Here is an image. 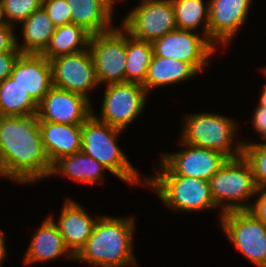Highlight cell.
<instances>
[{
  "instance_id": "27",
  "label": "cell",
  "mask_w": 266,
  "mask_h": 267,
  "mask_svg": "<svg viewBox=\"0 0 266 267\" xmlns=\"http://www.w3.org/2000/svg\"><path fill=\"white\" fill-rule=\"evenodd\" d=\"M171 2L177 28L196 32L197 27L204 23L202 36L208 40L209 4H203V0H171Z\"/></svg>"
},
{
  "instance_id": "36",
  "label": "cell",
  "mask_w": 266,
  "mask_h": 267,
  "mask_svg": "<svg viewBox=\"0 0 266 267\" xmlns=\"http://www.w3.org/2000/svg\"><path fill=\"white\" fill-rule=\"evenodd\" d=\"M102 5H104L111 13L114 11L112 8L114 7V3L116 0H98ZM119 1V0H118Z\"/></svg>"
},
{
  "instance_id": "5",
  "label": "cell",
  "mask_w": 266,
  "mask_h": 267,
  "mask_svg": "<svg viewBox=\"0 0 266 267\" xmlns=\"http://www.w3.org/2000/svg\"><path fill=\"white\" fill-rule=\"evenodd\" d=\"M209 184L215 205L222 206L221 216L229 211L248 210L251 206L250 202L248 204L242 202L256 195L257 187L252 169L243 155L227 159L210 178Z\"/></svg>"
},
{
  "instance_id": "38",
  "label": "cell",
  "mask_w": 266,
  "mask_h": 267,
  "mask_svg": "<svg viewBox=\"0 0 266 267\" xmlns=\"http://www.w3.org/2000/svg\"><path fill=\"white\" fill-rule=\"evenodd\" d=\"M6 23L4 15H3V7L2 2L0 0V24Z\"/></svg>"
},
{
  "instance_id": "22",
  "label": "cell",
  "mask_w": 266,
  "mask_h": 267,
  "mask_svg": "<svg viewBox=\"0 0 266 267\" xmlns=\"http://www.w3.org/2000/svg\"><path fill=\"white\" fill-rule=\"evenodd\" d=\"M107 168L82 151L63 156L52 164L50 175H66L76 181L93 184L103 180V170Z\"/></svg>"
},
{
  "instance_id": "8",
  "label": "cell",
  "mask_w": 266,
  "mask_h": 267,
  "mask_svg": "<svg viewBox=\"0 0 266 267\" xmlns=\"http://www.w3.org/2000/svg\"><path fill=\"white\" fill-rule=\"evenodd\" d=\"M220 223L228 239L254 265L266 267V225L249 211L223 213Z\"/></svg>"
},
{
  "instance_id": "3",
  "label": "cell",
  "mask_w": 266,
  "mask_h": 267,
  "mask_svg": "<svg viewBox=\"0 0 266 267\" xmlns=\"http://www.w3.org/2000/svg\"><path fill=\"white\" fill-rule=\"evenodd\" d=\"M121 129L97 120L91 115L82 125L81 151L93 157L126 183L141 184L142 180L123 151L116 145Z\"/></svg>"
},
{
  "instance_id": "2",
  "label": "cell",
  "mask_w": 266,
  "mask_h": 267,
  "mask_svg": "<svg viewBox=\"0 0 266 267\" xmlns=\"http://www.w3.org/2000/svg\"><path fill=\"white\" fill-rule=\"evenodd\" d=\"M133 218L98 217L92 234L74 259L99 267L134 265Z\"/></svg>"
},
{
  "instance_id": "20",
  "label": "cell",
  "mask_w": 266,
  "mask_h": 267,
  "mask_svg": "<svg viewBox=\"0 0 266 267\" xmlns=\"http://www.w3.org/2000/svg\"><path fill=\"white\" fill-rule=\"evenodd\" d=\"M198 72L191 64L175 58H164L153 54L143 87L148 93L153 88L183 82Z\"/></svg>"
},
{
  "instance_id": "7",
  "label": "cell",
  "mask_w": 266,
  "mask_h": 267,
  "mask_svg": "<svg viewBox=\"0 0 266 267\" xmlns=\"http://www.w3.org/2000/svg\"><path fill=\"white\" fill-rule=\"evenodd\" d=\"M121 28L90 36L88 49L99 84L125 82L126 30Z\"/></svg>"
},
{
  "instance_id": "29",
  "label": "cell",
  "mask_w": 266,
  "mask_h": 267,
  "mask_svg": "<svg viewBox=\"0 0 266 267\" xmlns=\"http://www.w3.org/2000/svg\"><path fill=\"white\" fill-rule=\"evenodd\" d=\"M3 15L8 25L22 22L42 6V0H1Z\"/></svg>"
},
{
  "instance_id": "12",
  "label": "cell",
  "mask_w": 266,
  "mask_h": 267,
  "mask_svg": "<svg viewBox=\"0 0 266 267\" xmlns=\"http://www.w3.org/2000/svg\"><path fill=\"white\" fill-rule=\"evenodd\" d=\"M153 54L164 58H175L191 64L198 72L202 71L208 58L216 48L194 31L175 29L152 42Z\"/></svg>"
},
{
  "instance_id": "16",
  "label": "cell",
  "mask_w": 266,
  "mask_h": 267,
  "mask_svg": "<svg viewBox=\"0 0 266 267\" xmlns=\"http://www.w3.org/2000/svg\"><path fill=\"white\" fill-rule=\"evenodd\" d=\"M10 77L39 104L53 87L52 66L42 54H20Z\"/></svg>"
},
{
  "instance_id": "9",
  "label": "cell",
  "mask_w": 266,
  "mask_h": 267,
  "mask_svg": "<svg viewBox=\"0 0 266 267\" xmlns=\"http://www.w3.org/2000/svg\"><path fill=\"white\" fill-rule=\"evenodd\" d=\"M132 37L153 42L177 29L171 0H142L121 25Z\"/></svg>"
},
{
  "instance_id": "26",
  "label": "cell",
  "mask_w": 266,
  "mask_h": 267,
  "mask_svg": "<svg viewBox=\"0 0 266 267\" xmlns=\"http://www.w3.org/2000/svg\"><path fill=\"white\" fill-rule=\"evenodd\" d=\"M152 56V42L135 39L126 31L125 82L143 85Z\"/></svg>"
},
{
  "instance_id": "17",
  "label": "cell",
  "mask_w": 266,
  "mask_h": 267,
  "mask_svg": "<svg viewBox=\"0 0 266 267\" xmlns=\"http://www.w3.org/2000/svg\"><path fill=\"white\" fill-rule=\"evenodd\" d=\"M95 220L75 201L66 200L59 221L54 222L70 253L75 257L92 234Z\"/></svg>"
},
{
  "instance_id": "21",
  "label": "cell",
  "mask_w": 266,
  "mask_h": 267,
  "mask_svg": "<svg viewBox=\"0 0 266 267\" xmlns=\"http://www.w3.org/2000/svg\"><path fill=\"white\" fill-rule=\"evenodd\" d=\"M23 45L16 47L22 54H42L49 45L56 26L41 6L22 22Z\"/></svg>"
},
{
  "instance_id": "35",
  "label": "cell",
  "mask_w": 266,
  "mask_h": 267,
  "mask_svg": "<svg viewBox=\"0 0 266 267\" xmlns=\"http://www.w3.org/2000/svg\"><path fill=\"white\" fill-rule=\"evenodd\" d=\"M5 240H4V235H3V233L1 232V230H0V267H1V263H2V261H3V259H4V256H5Z\"/></svg>"
},
{
  "instance_id": "40",
  "label": "cell",
  "mask_w": 266,
  "mask_h": 267,
  "mask_svg": "<svg viewBox=\"0 0 266 267\" xmlns=\"http://www.w3.org/2000/svg\"><path fill=\"white\" fill-rule=\"evenodd\" d=\"M263 70H264V74H265V76H266V68H265V69H263ZM264 85H266V83H265Z\"/></svg>"
},
{
  "instance_id": "39",
  "label": "cell",
  "mask_w": 266,
  "mask_h": 267,
  "mask_svg": "<svg viewBox=\"0 0 266 267\" xmlns=\"http://www.w3.org/2000/svg\"><path fill=\"white\" fill-rule=\"evenodd\" d=\"M261 136H262V140H265V142L264 143H257V144L266 147V130L261 134Z\"/></svg>"
},
{
  "instance_id": "11",
  "label": "cell",
  "mask_w": 266,
  "mask_h": 267,
  "mask_svg": "<svg viewBox=\"0 0 266 267\" xmlns=\"http://www.w3.org/2000/svg\"><path fill=\"white\" fill-rule=\"evenodd\" d=\"M180 143L188 148L162 155L161 169L158 167L156 175H180L209 181L228 159L215 150Z\"/></svg>"
},
{
  "instance_id": "10",
  "label": "cell",
  "mask_w": 266,
  "mask_h": 267,
  "mask_svg": "<svg viewBox=\"0 0 266 267\" xmlns=\"http://www.w3.org/2000/svg\"><path fill=\"white\" fill-rule=\"evenodd\" d=\"M147 92L138 83L106 84L101 116L92 115L99 121L118 129H124L144 109ZM138 116V117H137Z\"/></svg>"
},
{
  "instance_id": "4",
  "label": "cell",
  "mask_w": 266,
  "mask_h": 267,
  "mask_svg": "<svg viewBox=\"0 0 266 267\" xmlns=\"http://www.w3.org/2000/svg\"><path fill=\"white\" fill-rule=\"evenodd\" d=\"M184 121L180 138L184 144L215 150L228 159L242 156L243 143H232L237 126L229 118L206 112L186 116Z\"/></svg>"
},
{
  "instance_id": "13",
  "label": "cell",
  "mask_w": 266,
  "mask_h": 267,
  "mask_svg": "<svg viewBox=\"0 0 266 267\" xmlns=\"http://www.w3.org/2000/svg\"><path fill=\"white\" fill-rule=\"evenodd\" d=\"M50 63L55 87L89 99V91L99 84L89 49L55 57Z\"/></svg>"
},
{
  "instance_id": "37",
  "label": "cell",
  "mask_w": 266,
  "mask_h": 267,
  "mask_svg": "<svg viewBox=\"0 0 266 267\" xmlns=\"http://www.w3.org/2000/svg\"><path fill=\"white\" fill-rule=\"evenodd\" d=\"M259 101L260 103L258 106L266 109V85H264V89L262 90V95Z\"/></svg>"
},
{
  "instance_id": "24",
  "label": "cell",
  "mask_w": 266,
  "mask_h": 267,
  "mask_svg": "<svg viewBox=\"0 0 266 267\" xmlns=\"http://www.w3.org/2000/svg\"><path fill=\"white\" fill-rule=\"evenodd\" d=\"M91 34L82 26L68 23L56 27L49 45L42 55L49 61L55 57L77 53L88 49Z\"/></svg>"
},
{
  "instance_id": "15",
  "label": "cell",
  "mask_w": 266,
  "mask_h": 267,
  "mask_svg": "<svg viewBox=\"0 0 266 267\" xmlns=\"http://www.w3.org/2000/svg\"><path fill=\"white\" fill-rule=\"evenodd\" d=\"M208 41L216 47L228 41L246 21L251 0H209Z\"/></svg>"
},
{
  "instance_id": "1",
  "label": "cell",
  "mask_w": 266,
  "mask_h": 267,
  "mask_svg": "<svg viewBox=\"0 0 266 267\" xmlns=\"http://www.w3.org/2000/svg\"><path fill=\"white\" fill-rule=\"evenodd\" d=\"M0 162L1 176L20 183L50 176L37 115L0 116Z\"/></svg>"
},
{
  "instance_id": "31",
  "label": "cell",
  "mask_w": 266,
  "mask_h": 267,
  "mask_svg": "<svg viewBox=\"0 0 266 267\" xmlns=\"http://www.w3.org/2000/svg\"><path fill=\"white\" fill-rule=\"evenodd\" d=\"M13 27L7 23L0 24V53L20 52L16 47L17 38L14 36Z\"/></svg>"
},
{
  "instance_id": "32",
  "label": "cell",
  "mask_w": 266,
  "mask_h": 267,
  "mask_svg": "<svg viewBox=\"0 0 266 267\" xmlns=\"http://www.w3.org/2000/svg\"><path fill=\"white\" fill-rule=\"evenodd\" d=\"M256 193H259L260 196L251 204L247 211L266 225V187L257 188Z\"/></svg>"
},
{
  "instance_id": "30",
  "label": "cell",
  "mask_w": 266,
  "mask_h": 267,
  "mask_svg": "<svg viewBox=\"0 0 266 267\" xmlns=\"http://www.w3.org/2000/svg\"><path fill=\"white\" fill-rule=\"evenodd\" d=\"M42 7L56 27L71 23L70 6L67 0H42Z\"/></svg>"
},
{
  "instance_id": "14",
  "label": "cell",
  "mask_w": 266,
  "mask_h": 267,
  "mask_svg": "<svg viewBox=\"0 0 266 267\" xmlns=\"http://www.w3.org/2000/svg\"><path fill=\"white\" fill-rule=\"evenodd\" d=\"M92 111L83 95L53 86L38 104L37 118L39 122L83 125Z\"/></svg>"
},
{
  "instance_id": "18",
  "label": "cell",
  "mask_w": 266,
  "mask_h": 267,
  "mask_svg": "<svg viewBox=\"0 0 266 267\" xmlns=\"http://www.w3.org/2000/svg\"><path fill=\"white\" fill-rule=\"evenodd\" d=\"M39 128L51 164L63 156L81 151L82 125L39 122Z\"/></svg>"
},
{
  "instance_id": "33",
  "label": "cell",
  "mask_w": 266,
  "mask_h": 267,
  "mask_svg": "<svg viewBox=\"0 0 266 267\" xmlns=\"http://www.w3.org/2000/svg\"><path fill=\"white\" fill-rule=\"evenodd\" d=\"M21 52L0 53V82L10 76L13 66Z\"/></svg>"
},
{
  "instance_id": "23",
  "label": "cell",
  "mask_w": 266,
  "mask_h": 267,
  "mask_svg": "<svg viewBox=\"0 0 266 267\" xmlns=\"http://www.w3.org/2000/svg\"><path fill=\"white\" fill-rule=\"evenodd\" d=\"M71 22L91 35L111 30L112 13L98 0H67Z\"/></svg>"
},
{
  "instance_id": "28",
  "label": "cell",
  "mask_w": 266,
  "mask_h": 267,
  "mask_svg": "<svg viewBox=\"0 0 266 267\" xmlns=\"http://www.w3.org/2000/svg\"><path fill=\"white\" fill-rule=\"evenodd\" d=\"M242 155L251 166L256 187H266V147L244 142Z\"/></svg>"
},
{
  "instance_id": "34",
  "label": "cell",
  "mask_w": 266,
  "mask_h": 267,
  "mask_svg": "<svg viewBox=\"0 0 266 267\" xmlns=\"http://www.w3.org/2000/svg\"><path fill=\"white\" fill-rule=\"evenodd\" d=\"M253 114V127L261 135L266 130V109L257 106Z\"/></svg>"
},
{
  "instance_id": "25",
  "label": "cell",
  "mask_w": 266,
  "mask_h": 267,
  "mask_svg": "<svg viewBox=\"0 0 266 267\" xmlns=\"http://www.w3.org/2000/svg\"><path fill=\"white\" fill-rule=\"evenodd\" d=\"M38 104L10 76L0 82V116L37 115Z\"/></svg>"
},
{
  "instance_id": "6",
  "label": "cell",
  "mask_w": 266,
  "mask_h": 267,
  "mask_svg": "<svg viewBox=\"0 0 266 267\" xmlns=\"http://www.w3.org/2000/svg\"><path fill=\"white\" fill-rule=\"evenodd\" d=\"M145 177V182L157 192L167 207L180 211L216 208L209 181L180 175Z\"/></svg>"
},
{
  "instance_id": "19",
  "label": "cell",
  "mask_w": 266,
  "mask_h": 267,
  "mask_svg": "<svg viewBox=\"0 0 266 267\" xmlns=\"http://www.w3.org/2000/svg\"><path fill=\"white\" fill-rule=\"evenodd\" d=\"M65 254L66 257L74 259L64 244L53 217L45 218L44 222L37 229L36 234L30 243L25 255V263L51 261Z\"/></svg>"
}]
</instances>
